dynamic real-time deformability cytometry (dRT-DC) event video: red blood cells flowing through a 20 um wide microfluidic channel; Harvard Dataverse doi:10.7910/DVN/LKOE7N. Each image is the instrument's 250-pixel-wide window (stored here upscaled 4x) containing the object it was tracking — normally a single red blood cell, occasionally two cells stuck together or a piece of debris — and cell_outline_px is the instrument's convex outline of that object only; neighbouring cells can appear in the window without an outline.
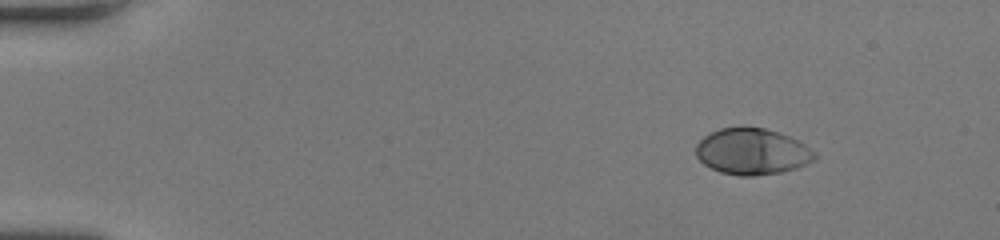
{"species": "human", "species_latin": "Homo sapiens", "temperature_condition": "room temperature", "stored_images_in_passage": 46, "camera_frame_rate_fps": 3000, "um_per_image_px": 0.085, "donor": {"sex": "female"}, "frame": {"image": 1, "passage_image": 1, "time_ms": 0.0, "image_size_px": [1000, 240], "cell_outline_px": [[816, 160], [796, 168], [780, 172], [752, 176], [740, 176], [720, 172], [704, 164], [696, 156], [696, 144], [704, 136], [720, 128], [740, 124], [764, 128], [800, 140], [816, 152]], "centroid_in_image_um": [63.94, 12.85], "position_along_channel_um": 21.1, "area_um2": 32.48}}
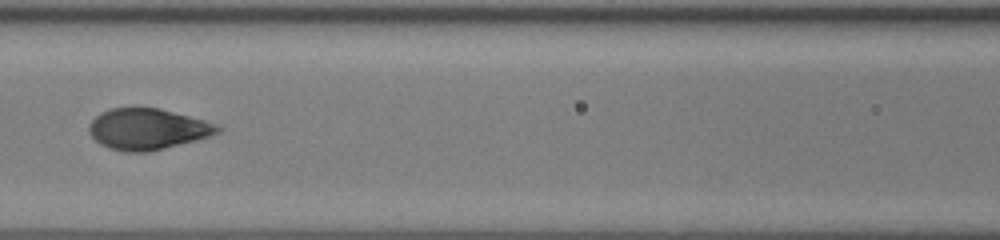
{"frame": {"image": 2, "passage_image": 19, "time_ms": 6.0, "image_size_px": [1000, 240], "cell_outline_px": [[224, 128], [220, 132], [196, 140], [148, 152], [124, 152], [108, 148], [100, 144], [88, 132], [88, 124], [100, 112], [112, 108], [156, 108], [204, 120], [216, 124]], "centroid_in_image_um": [12.51, 10.98], "position_along_channel_um": 154.1, "area_um2": 30.58}}
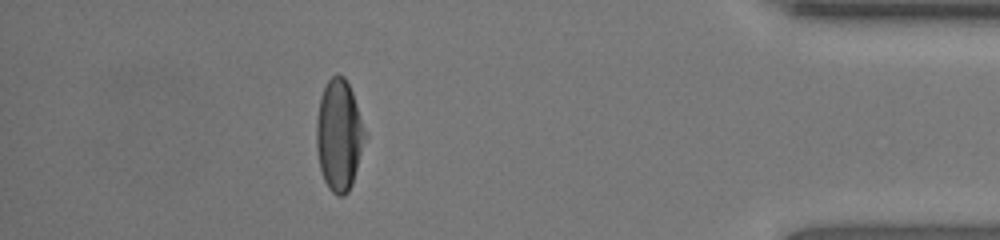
{"frame": {"image": 3, "passage_image": 40, "time_ms": 13.0, "image_size_px": [1000, 240], "cell_outline_px": [[368, 132], [352, 184], [348, 192], [344, 196], [336, 196], [328, 188], [324, 180], [320, 168], [316, 148], [316, 120], [320, 96], [328, 80], [336, 72], [344, 76], [352, 92]], "centroid_in_image_um": [28.83, 11.48], "position_along_channel_um": 406.4, "area_um2": 31.96}}